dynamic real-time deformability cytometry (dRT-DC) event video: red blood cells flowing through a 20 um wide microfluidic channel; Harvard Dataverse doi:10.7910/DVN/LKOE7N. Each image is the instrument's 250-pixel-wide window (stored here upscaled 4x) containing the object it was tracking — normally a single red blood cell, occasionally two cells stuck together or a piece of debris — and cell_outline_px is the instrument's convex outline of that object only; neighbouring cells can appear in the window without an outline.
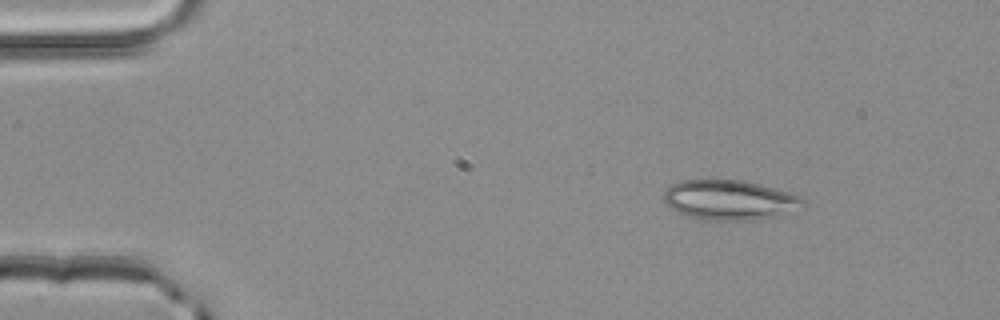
{"species": "common noctule bat (a hibernating species)", "species_latin": "Nyctalus noctula", "temperature_condition": "room temperature", "stored_images_in_passage": 3, "camera_frame_rate_fps": 3000, "um_per_image_px": 0.085, "animal": {"sex": "male", "body_mass_g": 20.4}, "frame": {"image": 1, "passage_image": 1, "time_ms": 0.0, "image_size_px": [1000, 320], "cell_outline_px": [[804, 204], [776, 216], [752, 220], [708, 220], [688, 216], [672, 208], [664, 200], [664, 192], [672, 184], [680, 180], [744, 180], [760, 184], [788, 192], [800, 196], [804, 200]], "centroid_in_image_um": [61.99, 16.98], "position_along_channel_um": 23.0, "area_um2": 31.79}}